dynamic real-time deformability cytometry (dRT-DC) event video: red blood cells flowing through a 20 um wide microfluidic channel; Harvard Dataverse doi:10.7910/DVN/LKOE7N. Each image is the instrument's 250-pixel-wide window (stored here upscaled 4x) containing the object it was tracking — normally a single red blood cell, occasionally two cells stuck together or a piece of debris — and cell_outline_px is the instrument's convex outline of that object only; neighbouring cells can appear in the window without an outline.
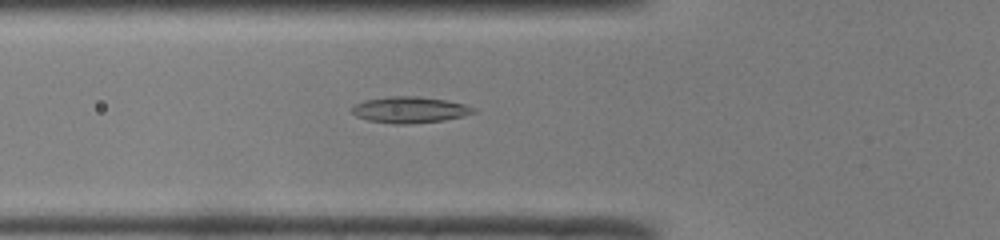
{"species": "common noctule bat (a hibernating species)", "species_latin": "Nyctalus noctula", "temperature_condition": "room temperature", "stored_images_in_passage": 35, "camera_frame_rate_fps": 3000, "um_per_image_px": 0.085, "animal": {"sex": "male", "body_mass_g": 19.0, "forearm_length_mm": 50.8}, "frame": {"image": 1, "passage_image": 4, "time_ms": 1.0, "image_size_px": [1000, 240], "cell_outline_px": [[476, 112], [464, 116], [444, 120], [408, 124], [392, 124], [368, 120], [356, 116], [352, 112], [352, 108], [356, 104], [364, 100], [388, 96], [416, 96], [444, 100], [464, 104], [476, 108]], "centroid_in_image_um": [34.83, 9.33], "position_along_channel_um": 91.0, "area_um2": 18.55}}
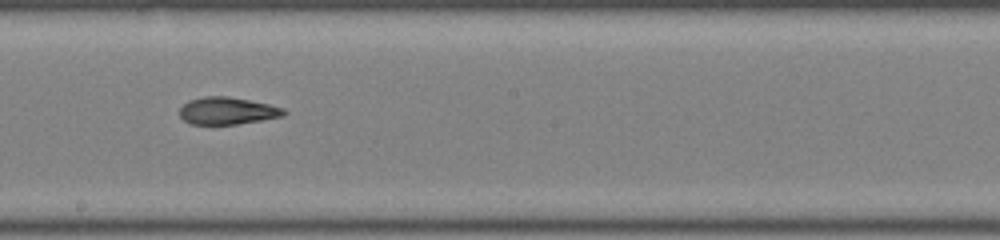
{"frame": {"image": 2, "passage_image": 14, "time_ms": 4.333, "image_size_px": [1000, 240], "cell_outline_px": [[288, 112], [284, 116], [236, 124], [192, 124], [184, 120], [180, 116], [180, 108], [188, 100], [204, 96], [228, 96], [268, 104], [284, 108]], "centroid_in_image_um": [19.33, 9.41], "position_along_channel_um": 228.9, "area_um2": 16.47}}
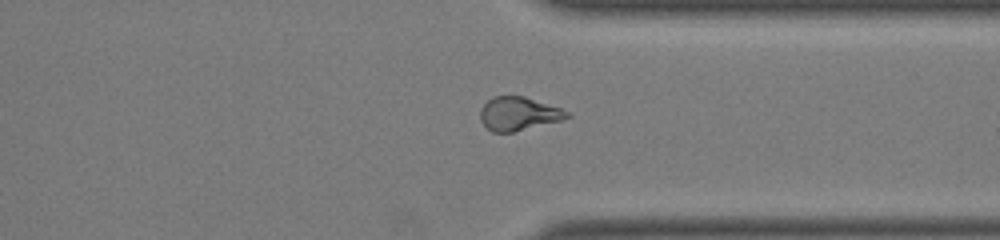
{"frame": {"image": 3, "passage_image": 24, "time_ms": 7.667, "image_size_px": [1000, 240], "cell_outline_px": [[572, 116], [560, 120], [512, 132], [492, 132], [480, 120], [480, 108], [492, 96], [524, 96], [560, 108], [568, 112]], "centroid_in_image_um": [44.04, 9.65], "position_along_channel_um": 367.4, "area_um2": 16.7}, "authors_computed_cell_mechanics": {"area_um2": 17.34, "velocity_mm_per_s": 4.1441, "shape_relaxation_time_tau1_ms": 8.3003, "shape_relaxation_time_tau2_ms": 2.8655, "deformation_change_tau1": 0.2116, "deformation_change_tau2": 0.0895}}